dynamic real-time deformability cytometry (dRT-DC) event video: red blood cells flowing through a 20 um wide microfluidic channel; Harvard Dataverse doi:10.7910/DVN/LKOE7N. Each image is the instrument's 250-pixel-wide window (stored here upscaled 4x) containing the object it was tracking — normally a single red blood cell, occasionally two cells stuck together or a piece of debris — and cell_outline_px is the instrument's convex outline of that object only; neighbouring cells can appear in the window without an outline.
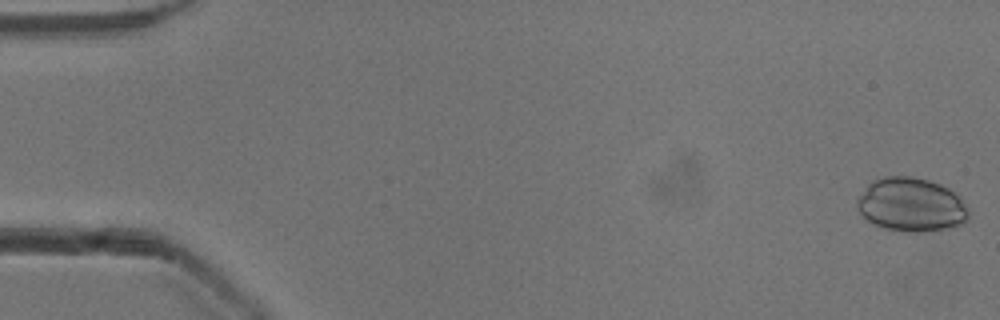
{"species": "common noctule bat (a hibernating species)", "species_latin": "Nyctalus noctula", "temperature_condition": "cold", "stored_images_in_passage": 52, "camera_frame_rate_fps": 3000, "um_per_image_px": 0.085, "animal": {"sex": "male", "body_mass_g": 13.3}, "frame": {"image": 1, "passage_image": 1, "time_ms": 0.0, "image_size_px": [1000, 320], "cell_outline_px": [[968, 220], [960, 224], [944, 228], [916, 232], [888, 228], [876, 224], [868, 220], [856, 208], [856, 200], [868, 184], [872, 180], [888, 176], [908, 176], [928, 180], [940, 184], [948, 188], [960, 196], [968, 212]], "centroid_in_image_um": [77.44, 17.37], "position_along_channel_um": 7.6, "area_um2": 34.39}}
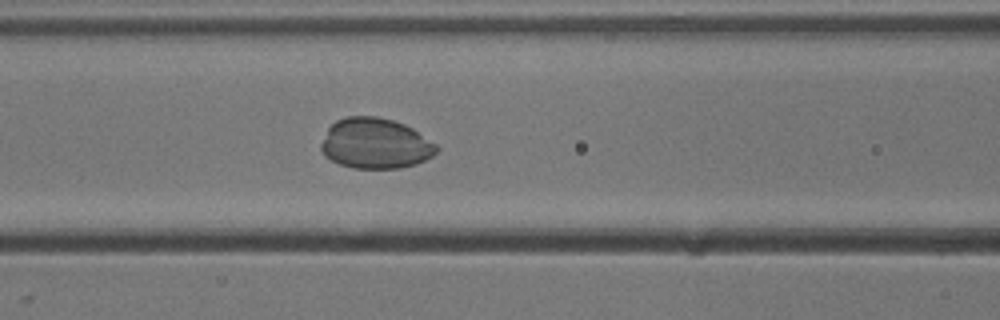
{"frame": {"image": 2, "passage_image": 22, "time_ms": 7.0, "image_size_px": [1000, 320], "cell_outline_px": [[440, 148], [432, 156], [416, 164], [400, 168], [352, 168], [340, 164], [324, 156], [320, 148], [320, 144], [328, 128], [336, 120], [348, 116], [376, 116], [392, 120], [404, 124], [412, 128], [436, 144]], "centroid_in_image_um": [31.89, 12.2], "position_along_channel_um": 134.7, "area_um2": 33.99}}
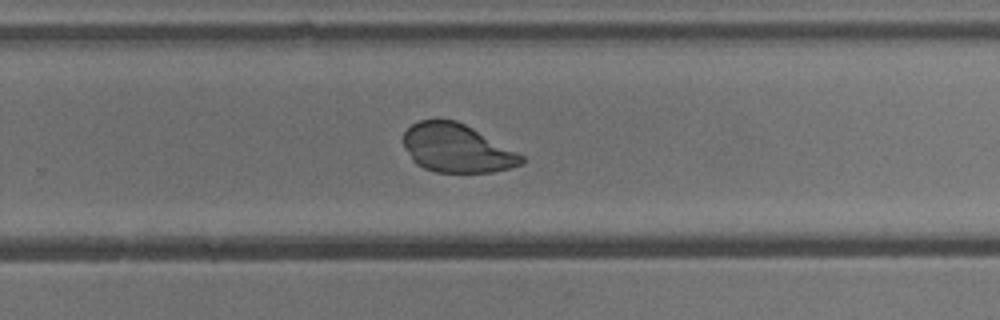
{"frame": {"image": 3, "passage_image": 34, "time_ms": 11.0, "image_size_px": [1000, 320], "cell_outline_px": [[524, 164], [492, 172], [436, 172], [424, 168], [416, 164], [412, 160], [404, 144], [404, 132], [412, 124], [420, 120], [456, 120], [472, 128], [524, 156]], "centroid_in_image_um": [38.82, 12.61], "position_along_channel_um": 291.0, "area_um2": 32.89}}